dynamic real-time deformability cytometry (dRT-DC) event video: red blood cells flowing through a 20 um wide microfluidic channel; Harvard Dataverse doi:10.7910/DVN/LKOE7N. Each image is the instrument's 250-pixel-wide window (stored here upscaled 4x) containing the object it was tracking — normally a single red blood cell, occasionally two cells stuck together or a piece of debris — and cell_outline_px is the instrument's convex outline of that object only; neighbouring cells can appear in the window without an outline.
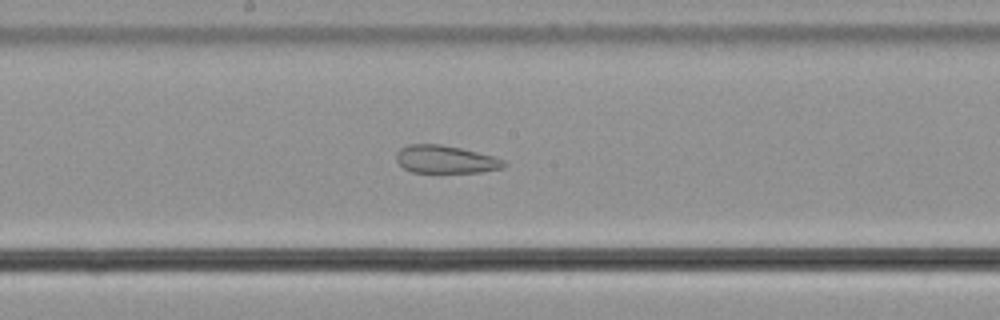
{"species": "common noctule bat (a hibernating species)", "species_latin": "Nyctalus noctula", "temperature_condition": "cold", "stored_images_in_passage": 50, "camera_frame_rate_fps": 3000, "um_per_image_px": 0.085, "animal": {"sex": "male", "body_mass_g": 21.5, "forearm_length_mm": 52.0}, "frame": {"image": 1, "passage_image": 25, "time_ms": 8.0, "image_size_px": [1000, 320], "cell_outline_px": [[508, 164], [504, 168], [480, 172], [412, 172], [404, 168], [396, 160], [396, 152], [400, 148], [408, 144], [440, 144], [460, 148], [492, 156], [504, 160]], "centroid_in_image_um": [37.86, 13.55], "position_along_channel_um": 210.3, "area_um2": 17.4}}
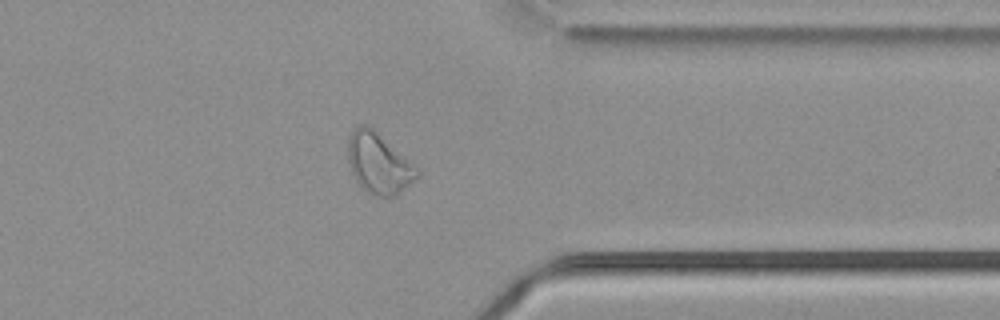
{"frame": {"image": 2, "passage_image": 39, "time_ms": 12.667, "image_size_px": [1000, 320], "cell_outline_px": [[420, 176], [396, 196], [376, 196], [364, 192], [356, 180], [352, 172], [348, 160], [348, 140], [352, 132], [360, 124], [368, 124], [420, 168]], "centroid_in_image_um": [32.23, 13.9], "position_along_channel_um": 379.2, "area_um2": 24.68}}
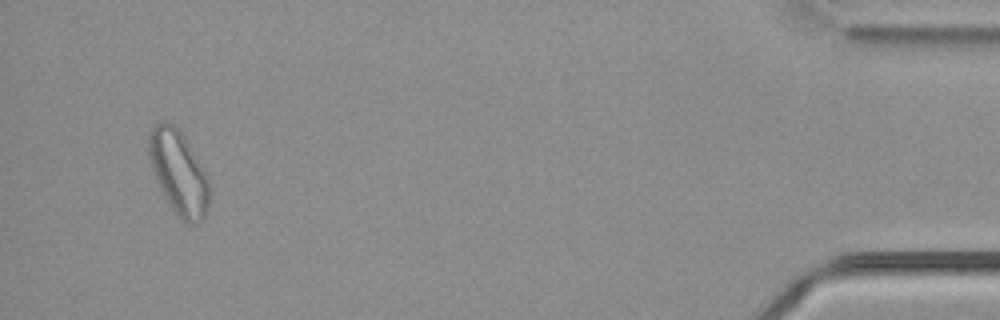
{"frame": {"image": 3, "passage_image": 48, "time_ms": 15.667, "image_size_px": [1000, 320], "cell_outline_px": [[208, 212], [200, 220], [192, 224], [188, 224], [172, 208], [164, 196], [160, 188], [148, 156], [148, 132], [160, 120], [164, 120], [180, 128], [208, 176]], "centroid_in_image_um": [15.17, 14.6], "position_along_channel_um": 420.0, "area_um2": 29.42}, "authors_computed_cell_mechanics": {"area_um2": 25.0852, "velocity_mm_per_s": 3.7572, "shape_relaxation_time_tau1_ms": null, "shape_relaxation_time_tau2_ms": 2.0717, "deformation_change_tau1": null, "deformation_change_tau2": 0.1008}}